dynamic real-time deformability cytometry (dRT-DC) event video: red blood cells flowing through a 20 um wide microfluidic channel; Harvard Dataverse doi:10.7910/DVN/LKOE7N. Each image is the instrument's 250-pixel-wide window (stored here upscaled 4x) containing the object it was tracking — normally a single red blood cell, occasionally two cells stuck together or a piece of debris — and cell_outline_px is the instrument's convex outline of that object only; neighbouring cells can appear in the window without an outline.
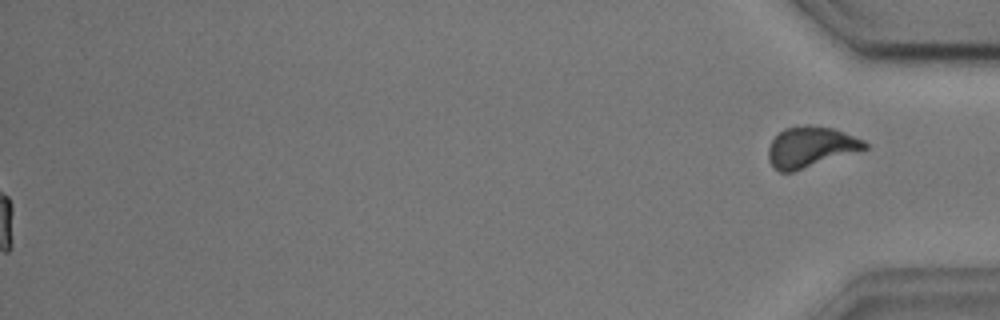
{"species": "common noctule bat (a hibernating species)", "species_latin": "Nyctalus noctula", "temperature_condition": "cold", "stored_images_in_passage": 56, "segment_of_instrument_passage": [2, 2], "camera_frame_rate_fps": 3000, "um_per_image_px": 0.085, "animal": {"sex": "male", "body_mass_g": 17.9, "forearm_length_mm": 54.2}, "frame": {"image": 1, "passage_image": 56, "time_ms": 18.333, "image_size_px": [1000, 320], "cell_outline_px": [[868, 148], [792, 172], [780, 172], [772, 168], [768, 160], [768, 148], [772, 140], [784, 128], [808, 124], [832, 128], [864, 140], [868, 144]], "centroid_in_image_um": [68.87, 12.5], "position_along_channel_um": 366.3, "area_um2": 22.77}}